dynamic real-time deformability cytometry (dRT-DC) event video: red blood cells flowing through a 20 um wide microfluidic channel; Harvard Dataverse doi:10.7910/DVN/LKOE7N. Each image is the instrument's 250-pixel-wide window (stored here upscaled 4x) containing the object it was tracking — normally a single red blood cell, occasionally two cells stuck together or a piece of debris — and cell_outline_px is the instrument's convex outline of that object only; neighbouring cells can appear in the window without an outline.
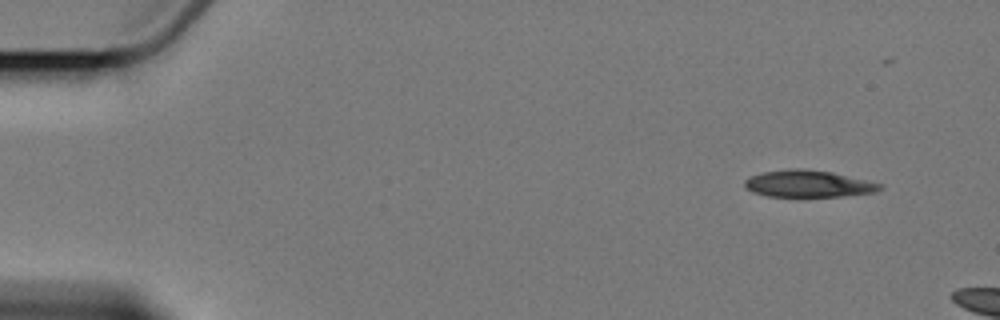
{"species": "Egyptian fruit bat (a non-hibernating species)", "species_latin": "Rousettus aegyptiacus", "temperature_condition": "cold", "stored_images_in_passage": 3, "camera_frame_rate_fps": 3000, "um_per_image_px": 0.085, "animal": {"sex": "female"}, "frame": {"image": 1, "passage_image": 1, "time_ms": 0.0, "image_size_px": [1000, 320], "cell_outline_px": [[884, 188], [876, 192], [840, 196], [768, 196], [752, 192], [744, 184], [744, 180], [748, 176], [764, 172], [792, 168], [800, 168], [832, 172], [884, 184]], "centroid_in_image_um": [68.72, 15.61], "position_along_channel_um": 16.3, "area_um2": 21.15}}